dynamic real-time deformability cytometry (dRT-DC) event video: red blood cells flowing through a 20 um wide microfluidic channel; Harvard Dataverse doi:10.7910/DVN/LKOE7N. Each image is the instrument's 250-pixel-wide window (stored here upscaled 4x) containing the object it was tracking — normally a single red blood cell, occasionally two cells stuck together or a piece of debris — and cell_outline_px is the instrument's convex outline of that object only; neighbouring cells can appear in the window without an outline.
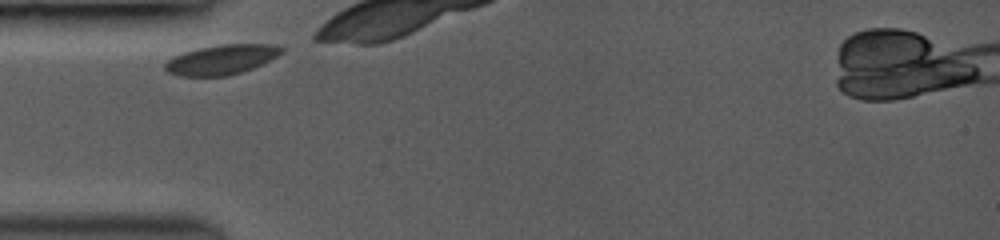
{"species": "common noctule bat (a hibernating species)", "species_latin": "Nyctalus noctula", "temperature_condition": "room temperature", "stored_images_in_passage": 8, "camera_frame_rate_fps": 3500, "um_per_image_px": 0.085, "animal": {"sex": "female", "body_mass_g": 19.0, "forearm_length_mm": 53.3}, "frame": {"image": 1, "passage_image": 1, "time_ms": 0.0, "image_size_px": [1000, 240], "cell_outline_px": [[284, 52], [252, 68], [228, 76], [180, 76], [168, 72], [164, 68], [164, 64], [172, 56], [196, 48], [220, 44], [276, 44], [284, 48]], "centroid_in_image_um": [18.8, 5.05], "position_along_channel_um": 66.2, "area_um2": 20.23}}